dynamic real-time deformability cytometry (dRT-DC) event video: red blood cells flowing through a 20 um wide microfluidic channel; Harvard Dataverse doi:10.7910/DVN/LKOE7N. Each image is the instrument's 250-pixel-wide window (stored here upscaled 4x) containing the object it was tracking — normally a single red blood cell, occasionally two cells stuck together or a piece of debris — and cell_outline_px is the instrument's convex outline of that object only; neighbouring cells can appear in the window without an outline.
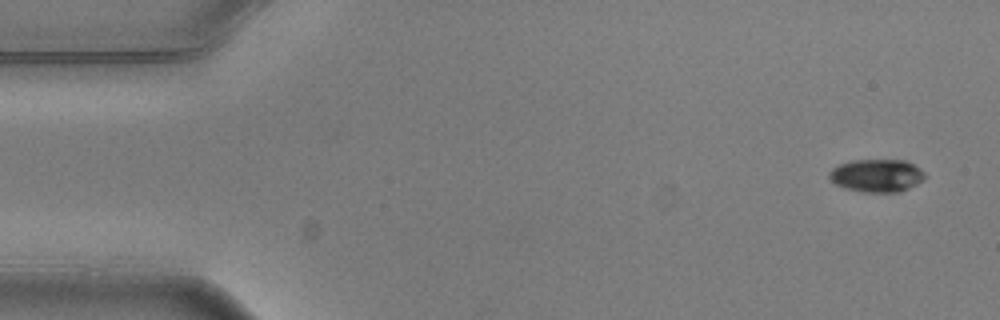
{"species": "common noctule bat (a hibernating species)", "species_latin": "Nyctalus noctula", "temperature_condition": "warm", "stored_images_in_passage": 2, "camera_frame_rate_fps": 3000, "um_per_image_px": 0.085, "animal": {"sex": "male", "body_mass_g": 20.5, "forearm_length_mm": 52.5}, "frame": {"image": 1, "passage_image": 1, "time_ms": 0.0, "image_size_px": [1000, 320], "cell_outline_px": [[924, 180], [900, 192], [860, 192], [844, 188], [836, 184], [828, 176], [828, 172], [832, 168], [840, 164], [852, 160], [904, 160], [920, 168], [924, 172]], "centroid_in_image_um": [74.51, 14.92], "position_along_channel_um": 10.5, "area_um2": 18.32}}